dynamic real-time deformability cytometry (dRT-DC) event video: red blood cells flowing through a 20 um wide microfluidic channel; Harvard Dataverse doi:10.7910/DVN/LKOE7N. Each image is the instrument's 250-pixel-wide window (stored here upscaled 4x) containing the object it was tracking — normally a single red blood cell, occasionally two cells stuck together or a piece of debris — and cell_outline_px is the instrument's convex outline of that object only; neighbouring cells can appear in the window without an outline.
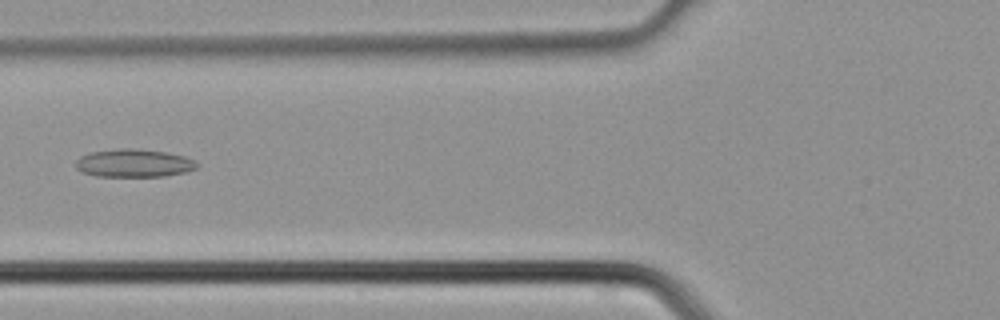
{"species": "common noctule bat (a hibernating species)", "species_latin": "Nyctalus noctula", "temperature_condition": "cold", "stored_images_in_passage": 4, "camera_frame_rate_fps": 3000, "um_per_image_px": 0.085, "animal": {"sex": "male", "body_mass_g": 21.5, "forearm_length_mm": 52.0}, "frame": {"image": 1, "passage_image": 4, "time_ms": 1.0, "image_size_px": [1000, 320], "cell_outline_px": [[200, 164], [196, 168], [184, 172], [164, 176], [96, 176], [80, 172], [76, 168], [76, 160], [80, 156], [92, 152], [116, 148], [136, 148], [168, 152], [184, 156], [196, 160]], "centroid_in_image_um": [11.38, 13.85], "position_along_channel_um": 114.4, "area_um2": 20.0}}